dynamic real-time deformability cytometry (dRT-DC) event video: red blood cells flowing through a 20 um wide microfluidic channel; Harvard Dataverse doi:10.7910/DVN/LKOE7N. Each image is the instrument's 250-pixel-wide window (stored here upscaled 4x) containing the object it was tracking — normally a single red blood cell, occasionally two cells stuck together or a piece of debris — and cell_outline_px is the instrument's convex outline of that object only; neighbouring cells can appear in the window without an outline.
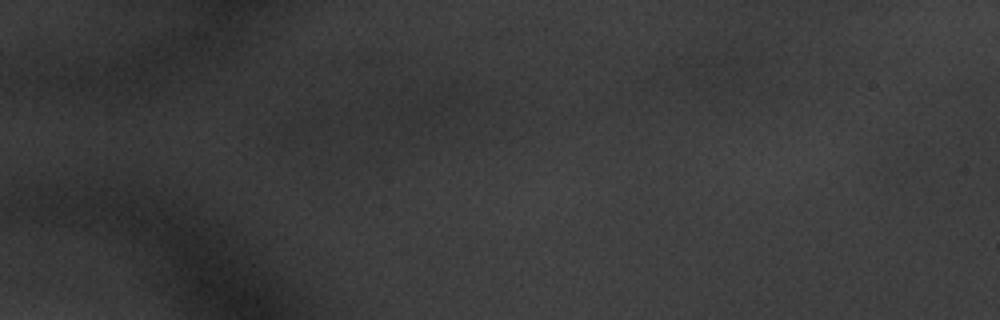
{"species": "common noctule bat (a hibernating species)", "species_latin": "Nyctalus noctula", "temperature_condition": "warm", "stored_images_in_passage": 8, "camera_frame_rate_fps": 3000, "um_per_image_px": 0.085, "animal": {"sex": "male", "body_mass_g": 20.1, "forearm_length_mm": 53.5}, "frame": {"image": 1, "passage_image": 5, "time_ms": 1.333, "image_size_px": [1000, 320], "cell_outline_px": [[488, 108], [424, 124], [404, 112], [408, 88], [448, 76], [476, 76], [484, 88], [488, 96]], "centroid_in_image_um": [37.89, 8.38], "position_along_channel_um": 47.1, "area_um2": 21.33}}